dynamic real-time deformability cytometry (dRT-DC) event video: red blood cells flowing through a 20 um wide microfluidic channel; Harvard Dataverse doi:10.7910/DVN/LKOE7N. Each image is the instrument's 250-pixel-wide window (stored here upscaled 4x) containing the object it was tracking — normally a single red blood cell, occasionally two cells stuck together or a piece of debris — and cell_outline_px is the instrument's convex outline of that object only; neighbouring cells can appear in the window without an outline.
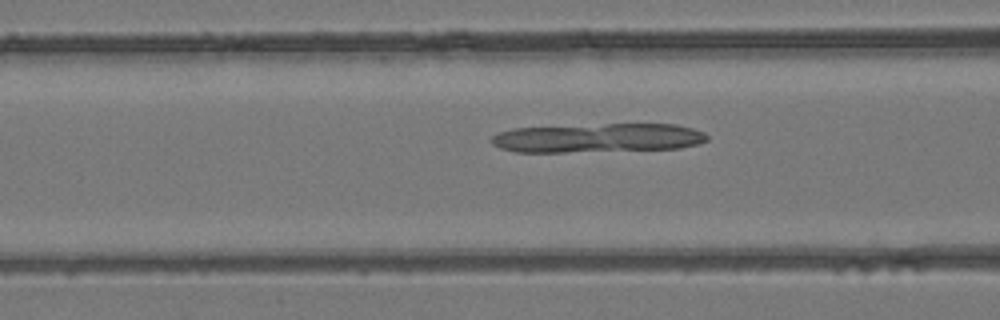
{"species": "common noctule bat (a hibernating species)", "species_latin": "Nyctalus noctula", "temperature_condition": "room temperature", "stored_images_in_passage": 39, "camera_frame_rate_fps": 3000, "um_per_image_px": 0.085, "animal": {"sex": "female", "body_mass_g": 24.6, "forearm_length_mm": 56.2}, "frame": {"image": 1, "passage_image": 9, "time_ms": 2.667, "image_size_px": [1000, 320], "cell_outline_px": [[708, 140], [700, 144], [680, 148], [564, 152], [516, 152], [500, 148], [492, 144], [488, 140], [492, 136], [500, 132], [512, 128], [604, 124], [676, 124], [692, 128], [704, 132], [708, 136]], "centroid_in_image_um": [50.82, 11.72], "position_along_channel_um": 115.8, "area_um2": 36.65}}